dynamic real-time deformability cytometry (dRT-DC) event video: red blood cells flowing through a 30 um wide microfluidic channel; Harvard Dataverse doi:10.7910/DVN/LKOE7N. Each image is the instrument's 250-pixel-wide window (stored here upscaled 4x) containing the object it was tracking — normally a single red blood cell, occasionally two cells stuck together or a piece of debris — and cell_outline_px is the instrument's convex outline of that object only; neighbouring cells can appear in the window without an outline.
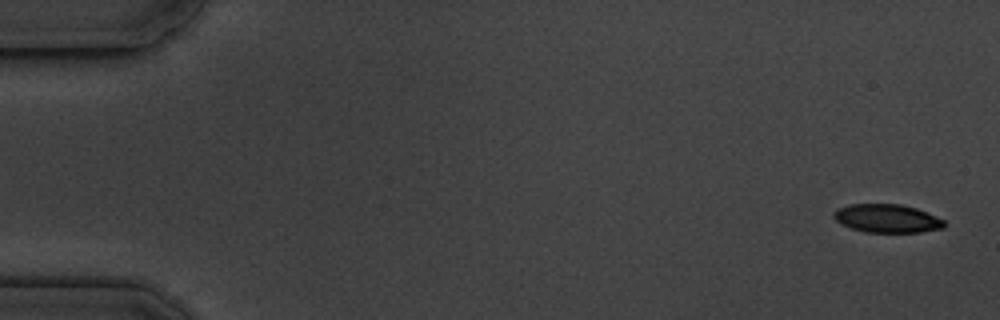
{"species": "common noctule bat (a hibernating species)", "species_latin": "Nyctalus noctula", "temperature_condition": "cold", "stored_images_in_passage": 5, "camera_frame_rate_fps": 3000, "um_per_image_px": 0.085, "animal": {"sex": "male", "body_mass_g": 19.5, "forearm_length_mm": 54.6}, "frame": {"image": 1, "passage_image": 1, "time_ms": 0.0, "image_size_px": [1000, 320], "cell_outline_px": [[948, 224], [944, 228], [920, 232], [864, 232], [840, 224], [832, 216], [832, 212], [836, 208], [848, 204], [900, 204], [916, 208], [936, 216], [944, 220]], "centroid_in_image_um": [75.38, 18.56], "position_along_channel_um": 9.6, "area_um2": 18.5}}
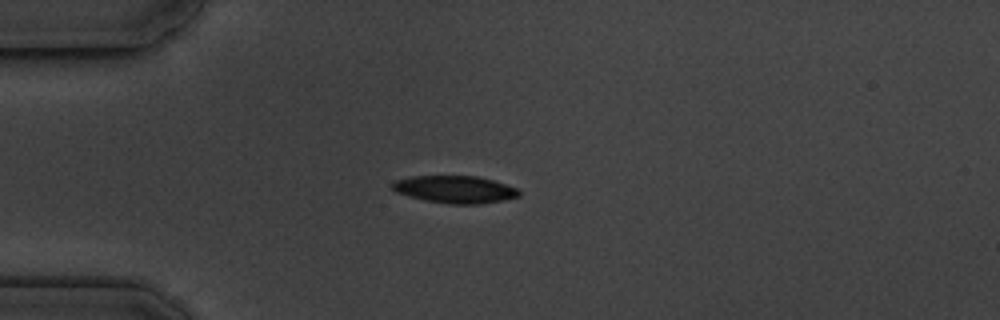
{"frame": {"image": 2, "passage_image": 4, "time_ms": 4.333, "image_size_px": [1000, 320], "cell_outline_px": [[520, 196], [504, 200], [480, 204], [452, 204], [424, 200], [396, 192], [392, 188], [392, 184], [396, 180], [408, 176], [476, 176], [492, 180], [516, 188], [520, 192]], "centroid_in_image_um": [38.67, 16.1], "position_along_channel_um": 46.3, "area_um2": 20.06}}